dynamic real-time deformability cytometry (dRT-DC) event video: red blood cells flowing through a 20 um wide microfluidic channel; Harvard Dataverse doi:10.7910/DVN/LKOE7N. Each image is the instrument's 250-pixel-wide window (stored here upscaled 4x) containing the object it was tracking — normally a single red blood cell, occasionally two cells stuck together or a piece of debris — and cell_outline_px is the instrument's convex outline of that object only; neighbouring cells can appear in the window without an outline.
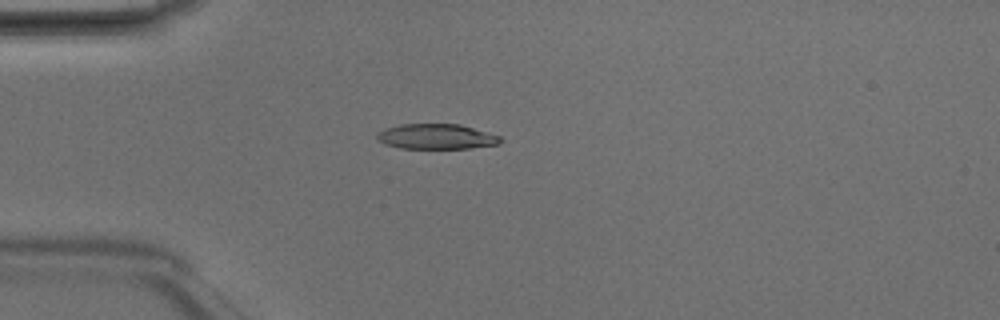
{"species": "Egyptian fruit bat (a non-hibernating species)", "species_latin": "Rousettus aegyptiacus", "temperature_condition": "room temperature", "stored_images_in_passage": 6, "camera_frame_rate_fps": 3000, "um_per_image_px": 0.085, "animal": {"sex": "male"}, "frame": {"image": 1, "passage_image": 6, "time_ms": 1.667, "image_size_px": [1000, 320], "cell_outline_px": [[504, 140], [500, 144], [468, 148], [400, 148], [384, 144], [376, 140], [376, 136], [380, 132], [388, 128], [400, 124], [460, 124], [500, 136]], "centroid_in_image_um": [37.11, 11.61], "position_along_channel_um": 47.9, "area_um2": 18.03}}